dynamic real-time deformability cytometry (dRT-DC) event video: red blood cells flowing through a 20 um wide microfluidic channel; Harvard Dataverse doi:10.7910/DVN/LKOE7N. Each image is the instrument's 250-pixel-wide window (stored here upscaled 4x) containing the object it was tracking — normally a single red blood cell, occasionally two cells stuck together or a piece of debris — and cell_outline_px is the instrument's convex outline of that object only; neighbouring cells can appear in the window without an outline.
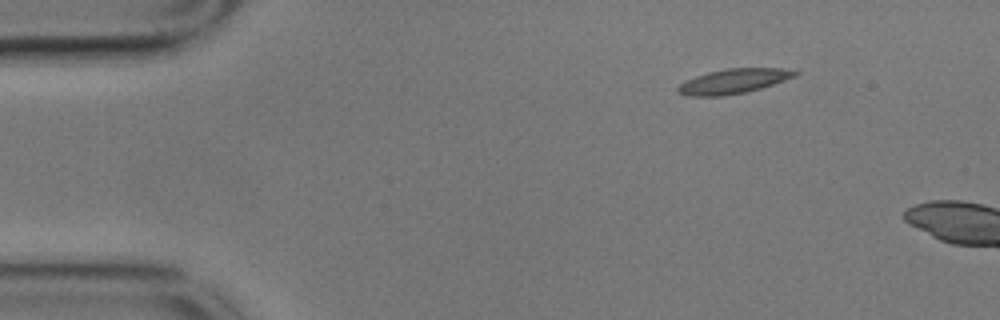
{"species": "common noctule bat (a hibernating species)", "species_latin": "Nyctalus noctula", "temperature_condition": "cold", "stored_images_in_passage": 4, "camera_frame_rate_fps": 3000, "um_per_image_px": 0.085, "animal": {"sex": "male", "body_mass_g": 17.9}, "frame": {"image": 1, "passage_image": 1, "time_ms": 0.0, "image_size_px": [1000, 320], "cell_outline_px": [[800, 72], [796, 76], [760, 88], [744, 92], [724, 96], [688, 96], [680, 92], [676, 88], [684, 80], [708, 72], [728, 68], [780, 68]], "centroid_in_image_um": [62.32, 6.9], "position_along_channel_um": 22.7, "area_um2": 16.65}}